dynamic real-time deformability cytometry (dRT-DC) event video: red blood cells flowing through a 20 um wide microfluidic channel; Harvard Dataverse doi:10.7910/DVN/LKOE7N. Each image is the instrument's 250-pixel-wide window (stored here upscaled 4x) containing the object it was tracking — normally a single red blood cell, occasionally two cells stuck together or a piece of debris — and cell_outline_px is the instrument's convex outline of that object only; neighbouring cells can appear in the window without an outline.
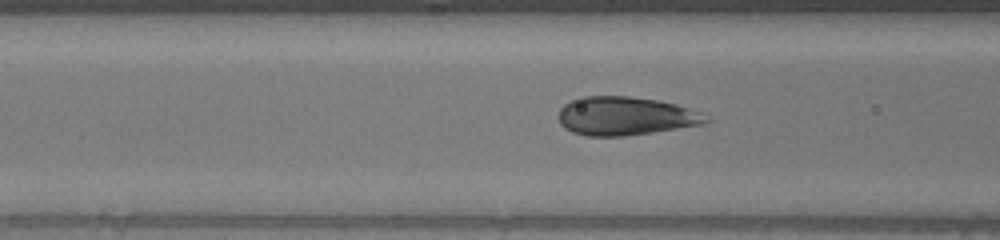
{"species": "human", "species_latin": "Homo sapiens", "temperature_condition": "warm", "stored_images_in_passage": 53, "camera_frame_rate_fps": 3000, "um_per_image_px": 0.085, "donor": {"sex": "male"}, "frame": {"image": 1, "passage_image": 19, "time_ms": 6.0, "image_size_px": [1000, 240], "cell_outline_px": [[708, 120], [704, 124], [652, 132], [624, 136], [588, 136], [572, 132], [564, 128], [560, 124], [556, 116], [560, 108], [564, 104], [580, 96], [628, 96], [660, 100], [676, 104], [700, 112]], "centroid_in_image_um": [53.08, 9.86], "position_along_channel_um": 113.5, "area_um2": 33.18}}
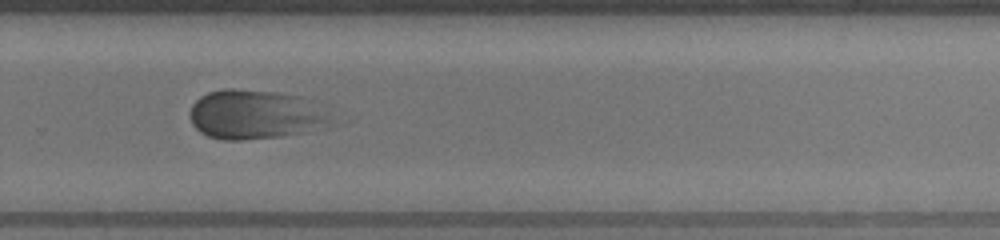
{"frame": {"image": 2, "passage_image": 35, "time_ms": 11.333, "image_size_px": [1000, 240], "cell_outline_px": [[348, 120], [344, 124], [280, 136], [240, 140], [224, 140], [208, 136], [200, 132], [192, 124], [188, 112], [192, 104], [200, 96], [208, 92], [224, 88], [232, 88], [276, 92], [296, 96]], "centroid_in_image_um": [21.83, 9.75], "position_along_channel_um": 308.0, "area_um2": 41.62}}
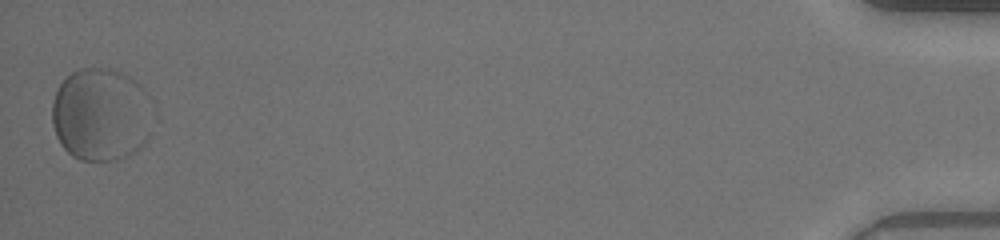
{"frame": {"image": 3, "passage_image": 53, "time_ms": 17.333, "image_size_px": [1000, 240], "cell_outline_px": [[160, 120], [148, 140], [144, 144], [128, 156], [116, 160], [80, 160], [72, 156], [60, 144], [56, 136], [52, 124], [52, 104], [56, 92], [60, 84], [72, 72], [80, 68], [100, 68], [124, 72], [136, 80], [148, 92], [156, 108]], "centroid_in_image_um": [8.72, 9.74], "position_along_channel_um": 426.5, "area_um2": 56.7}}